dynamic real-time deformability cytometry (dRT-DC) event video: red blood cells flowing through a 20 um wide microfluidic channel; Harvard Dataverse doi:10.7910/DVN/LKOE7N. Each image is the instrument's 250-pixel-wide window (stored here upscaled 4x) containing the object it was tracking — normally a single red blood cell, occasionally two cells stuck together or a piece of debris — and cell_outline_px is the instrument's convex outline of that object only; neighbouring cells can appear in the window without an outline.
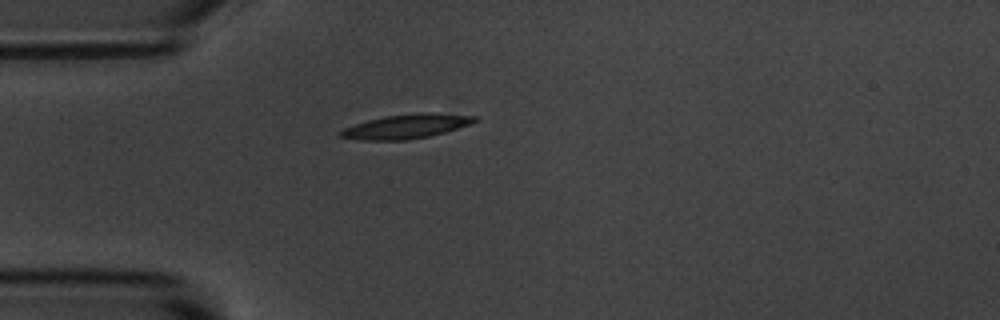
{"species": "common noctule bat (a hibernating species)", "species_latin": "Nyctalus noctula", "temperature_condition": "room temperature", "stored_images_in_passage": 6, "camera_frame_rate_fps": 3000, "um_per_image_px": 0.085, "animal": {"sex": "male", "body_mass_g": 20.1, "forearm_length_mm": 53.5}, "frame": {"image": 1, "passage_image": 6, "time_ms": 1.667, "image_size_px": [1000, 320], "cell_outline_px": [[480, 120], [444, 132], [428, 136], [404, 140], [364, 140], [340, 136], [340, 132], [344, 128], [368, 120], [384, 116], [420, 112], [432, 112], [480, 116]], "centroid_in_image_um": [34.6, 10.72], "position_along_channel_um": 50.4, "area_um2": 18.79}}